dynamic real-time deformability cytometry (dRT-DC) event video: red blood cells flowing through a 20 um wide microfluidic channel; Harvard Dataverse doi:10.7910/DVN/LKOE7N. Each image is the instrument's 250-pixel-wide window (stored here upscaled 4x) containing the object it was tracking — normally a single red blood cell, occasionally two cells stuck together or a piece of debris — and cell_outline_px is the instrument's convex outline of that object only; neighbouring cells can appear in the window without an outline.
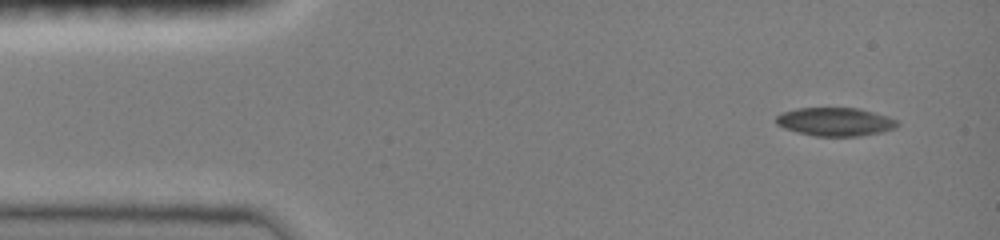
{"species": "common noctule bat (a hibernating species)", "species_latin": "Nyctalus noctula", "temperature_condition": "room temperature", "stored_images_in_passage": 4, "camera_frame_rate_fps": 3000, "um_per_image_px": 0.085, "animal": {"sex": "female", "body_mass_g": 19.0, "forearm_length_mm": 51.5}, "frame": {"image": 1, "passage_image": 1, "time_ms": 0.0, "image_size_px": [1000, 240], "cell_outline_px": [[900, 124], [896, 128], [884, 132], [860, 136], [816, 136], [784, 128], [776, 124], [776, 116], [780, 112], [796, 108], [860, 108], [888, 116], [896, 120]], "centroid_in_image_um": [71.02, 10.34], "position_along_channel_um": 14.0, "area_um2": 20.23}}
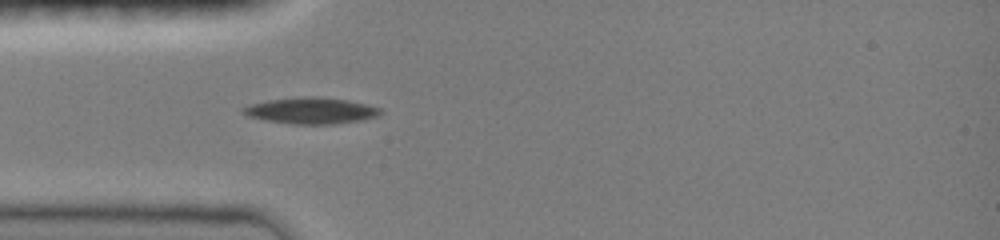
{"frame": {"image": 2, "passage_image": 4, "time_ms": 3.333, "image_size_px": [1000, 240], "cell_outline_px": [[384, 112], [380, 116], [364, 120], [336, 124], [292, 124], [264, 120], [248, 116], [240, 108], [252, 104], [268, 100], [300, 96], [316, 96], [348, 100], [380, 108]], "centroid_in_image_um": [26.49, 9.41], "position_along_channel_um": 58.5, "area_um2": 21.21}}